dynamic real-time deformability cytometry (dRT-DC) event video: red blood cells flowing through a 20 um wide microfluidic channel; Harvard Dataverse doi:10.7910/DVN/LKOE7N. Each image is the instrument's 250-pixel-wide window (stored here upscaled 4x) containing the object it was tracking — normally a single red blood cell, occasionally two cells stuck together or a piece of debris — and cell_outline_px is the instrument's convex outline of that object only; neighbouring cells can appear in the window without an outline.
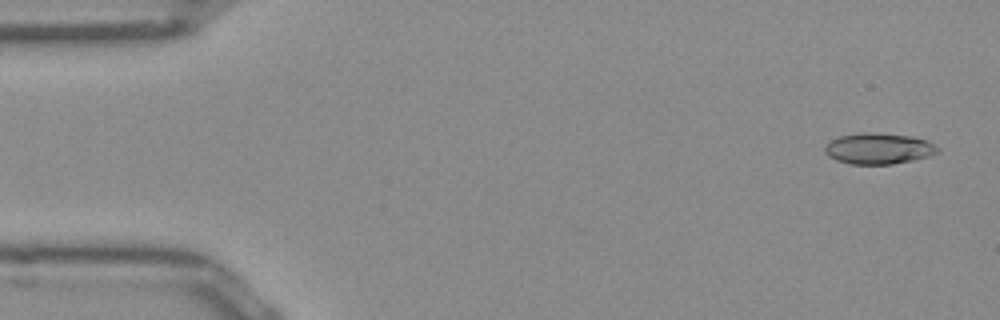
{"species": "Egyptian fruit bat (a non-hibernating species)", "species_latin": "Rousettus aegyptiacus", "temperature_condition": "room temperature", "stored_images_in_passage": 15, "camera_frame_rate_fps": 3000, "um_per_image_px": 0.085, "frame": {"image": 1, "passage_image": 2, "time_ms": 0.333, "image_size_px": [1000, 320], "cell_outline_px": [[940, 152], [928, 156], [912, 160], [892, 164], [848, 164], [836, 160], [828, 156], [824, 152], [824, 144], [840, 136], [860, 132], [876, 132], [908, 136], [928, 140], [936, 144], [940, 148]], "centroid_in_image_um": [74.68, 12.62], "position_along_channel_um": 10.3, "area_um2": 20.63}}
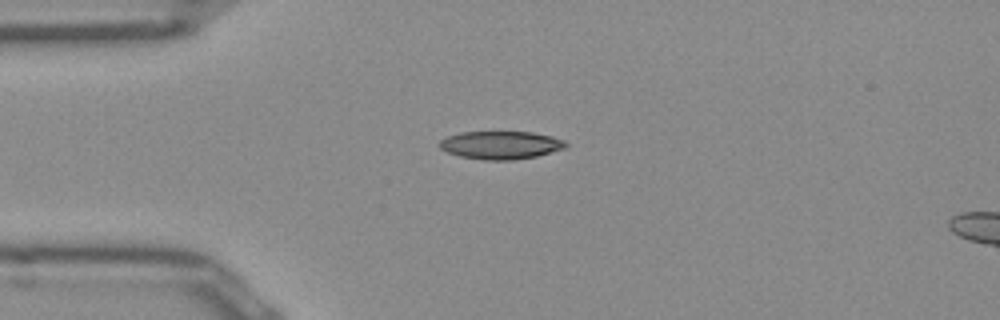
{"frame": {"image": 2, "passage_image": 12, "time_ms": 3.667, "image_size_px": [1000, 320], "cell_outline_px": [[568, 144], [564, 148], [536, 156], [512, 160], [488, 160], [460, 156], [448, 152], [440, 148], [436, 144], [440, 140], [448, 136], [460, 132], [532, 132], [552, 136], [564, 140]], "centroid_in_image_um": [42.54, 12.32], "position_along_channel_um": 42.5, "area_um2": 20.52}}